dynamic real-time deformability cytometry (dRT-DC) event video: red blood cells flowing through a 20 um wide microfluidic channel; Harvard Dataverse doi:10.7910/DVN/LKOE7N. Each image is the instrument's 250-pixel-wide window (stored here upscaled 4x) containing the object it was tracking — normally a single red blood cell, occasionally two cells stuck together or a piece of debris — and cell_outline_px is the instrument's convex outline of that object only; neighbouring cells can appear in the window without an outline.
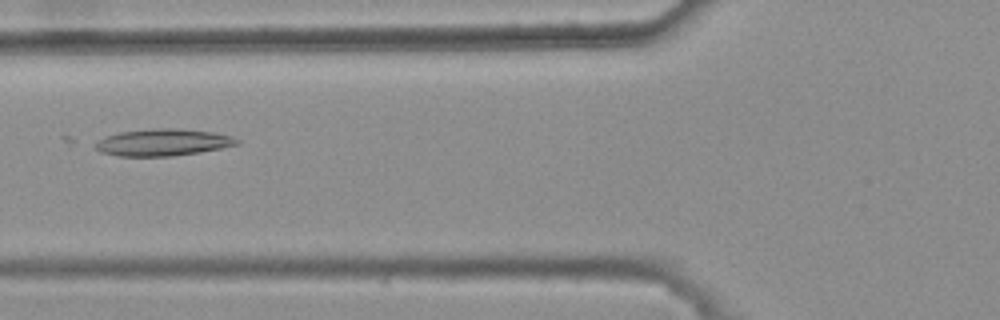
{"species": "common noctule bat (a hibernating species)", "species_latin": "Nyctalus noctula", "temperature_condition": "warm", "stored_images_in_passage": 6, "camera_frame_rate_fps": 3000, "um_per_image_px": 0.085, "animal": {"sex": "female", "body_mass_g": 25.1}, "frame": {"image": 1, "passage_image": 6, "time_ms": 1.667, "image_size_px": [1000, 320], "cell_outline_px": [[240, 144], [200, 152], [172, 156], [120, 156], [100, 152], [96, 148], [96, 144], [100, 140], [108, 136], [120, 132], [152, 128], [176, 128], [212, 132], [232, 136], [240, 140]], "centroid_in_image_um": [13.89, 12.1], "position_along_channel_um": 111.9, "area_um2": 22.02}}